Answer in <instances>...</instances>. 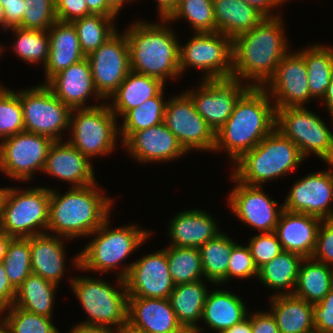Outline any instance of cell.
<instances>
[{"mask_svg": "<svg viewBox=\"0 0 333 333\" xmlns=\"http://www.w3.org/2000/svg\"><path fill=\"white\" fill-rule=\"evenodd\" d=\"M0 27L6 30V21H5V13L4 8L0 3Z\"/></svg>", "mask_w": 333, "mask_h": 333, "instance_id": "66", "label": "cell"}, {"mask_svg": "<svg viewBox=\"0 0 333 333\" xmlns=\"http://www.w3.org/2000/svg\"><path fill=\"white\" fill-rule=\"evenodd\" d=\"M103 103L91 108L72 109L70 113L71 137L67 141L90 160L91 157L111 154L119 137L117 117L108 103Z\"/></svg>", "mask_w": 333, "mask_h": 333, "instance_id": "9", "label": "cell"}, {"mask_svg": "<svg viewBox=\"0 0 333 333\" xmlns=\"http://www.w3.org/2000/svg\"><path fill=\"white\" fill-rule=\"evenodd\" d=\"M251 7L255 8L259 13H261L265 18H275L280 17L281 14H272L273 9L280 7L286 1L285 0H242ZM281 4V5H280Z\"/></svg>", "mask_w": 333, "mask_h": 333, "instance_id": "56", "label": "cell"}, {"mask_svg": "<svg viewBox=\"0 0 333 333\" xmlns=\"http://www.w3.org/2000/svg\"><path fill=\"white\" fill-rule=\"evenodd\" d=\"M88 11L93 15L116 17L118 14L107 4L106 0H85Z\"/></svg>", "mask_w": 333, "mask_h": 333, "instance_id": "57", "label": "cell"}, {"mask_svg": "<svg viewBox=\"0 0 333 333\" xmlns=\"http://www.w3.org/2000/svg\"><path fill=\"white\" fill-rule=\"evenodd\" d=\"M77 324L70 328L71 330L69 333H117L115 329L106 326L87 325L81 323Z\"/></svg>", "mask_w": 333, "mask_h": 333, "instance_id": "59", "label": "cell"}, {"mask_svg": "<svg viewBox=\"0 0 333 333\" xmlns=\"http://www.w3.org/2000/svg\"><path fill=\"white\" fill-rule=\"evenodd\" d=\"M69 189L64 194L50 189L47 233L68 240L90 236L109 218L113 199L102 194L96 183Z\"/></svg>", "mask_w": 333, "mask_h": 333, "instance_id": "3", "label": "cell"}, {"mask_svg": "<svg viewBox=\"0 0 333 333\" xmlns=\"http://www.w3.org/2000/svg\"><path fill=\"white\" fill-rule=\"evenodd\" d=\"M18 92L25 131L62 141L61 135L69 131L71 109L43 83Z\"/></svg>", "mask_w": 333, "mask_h": 333, "instance_id": "12", "label": "cell"}, {"mask_svg": "<svg viewBox=\"0 0 333 333\" xmlns=\"http://www.w3.org/2000/svg\"><path fill=\"white\" fill-rule=\"evenodd\" d=\"M313 323L318 333L333 329V288L320 302L313 304Z\"/></svg>", "mask_w": 333, "mask_h": 333, "instance_id": "51", "label": "cell"}, {"mask_svg": "<svg viewBox=\"0 0 333 333\" xmlns=\"http://www.w3.org/2000/svg\"><path fill=\"white\" fill-rule=\"evenodd\" d=\"M164 123L187 153L190 150H214L215 132L196 111L191 97L185 91L166 102Z\"/></svg>", "mask_w": 333, "mask_h": 333, "instance_id": "15", "label": "cell"}, {"mask_svg": "<svg viewBox=\"0 0 333 333\" xmlns=\"http://www.w3.org/2000/svg\"><path fill=\"white\" fill-rule=\"evenodd\" d=\"M4 46H2V43L0 44V56L2 55V52L4 53Z\"/></svg>", "mask_w": 333, "mask_h": 333, "instance_id": "70", "label": "cell"}, {"mask_svg": "<svg viewBox=\"0 0 333 333\" xmlns=\"http://www.w3.org/2000/svg\"><path fill=\"white\" fill-rule=\"evenodd\" d=\"M247 245L250 248L258 269L283 252V248L275 232L256 234L250 238Z\"/></svg>", "mask_w": 333, "mask_h": 333, "instance_id": "48", "label": "cell"}, {"mask_svg": "<svg viewBox=\"0 0 333 333\" xmlns=\"http://www.w3.org/2000/svg\"><path fill=\"white\" fill-rule=\"evenodd\" d=\"M42 172L68 182L72 187L98 183L90 159L68 141H54Z\"/></svg>", "mask_w": 333, "mask_h": 333, "instance_id": "23", "label": "cell"}, {"mask_svg": "<svg viewBox=\"0 0 333 333\" xmlns=\"http://www.w3.org/2000/svg\"><path fill=\"white\" fill-rule=\"evenodd\" d=\"M4 8L6 30L13 27H18L23 18L25 8L24 0L1 1Z\"/></svg>", "mask_w": 333, "mask_h": 333, "instance_id": "54", "label": "cell"}, {"mask_svg": "<svg viewBox=\"0 0 333 333\" xmlns=\"http://www.w3.org/2000/svg\"><path fill=\"white\" fill-rule=\"evenodd\" d=\"M283 22L282 16L264 18L256 27L232 40L233 78L248 81L254 87H263L268 82L290 51Z\"/></svg>", "mask_w": 333, "mask_h": 333, "instance_id": "1", "label": "cell"}, {"mask_svg": "<svg viewBox=\"0 0 333 333\" xmlns=\"http://www.w3.org/2000/svg\"><path fill=\"white\" fill-rule=\"evenodd\" d=\"M247 317L250 320L252 333H280L270 311H257L253 314L248 312Z\"/></svg>", "mask_w": 333, "mask_h": 333, "instance_id": "53", "label": "cell"}, {"mask_svg": "<svg viewBox=\"0 0 333 333\" xmlns=\"http://www.w3.org/2000/svg\"><path fill=\"white\" fill-rule=\"evenodd\" d=\"M310 47L297 52L306 63L311 97L323 99L333 75V48L319 44Z\"/></svg>", "mask_w": 333, "mask_h": 333, "instance_id": "37", "label": "cell"}, {"mask_svg": "<svg viewBox=\"0 0 333 333\" xmlns=\"http://www.w3.org/2000/svg\"><path fill=\"white\" fill-rule=\"evenodd\" d=\"M160 20H168L182 0H156Z\"/></svg>", "mask_w": 333, "mask_h": 333, "instance_id": "58", "label": "cell"}, {"mask_svg": "<svg viewBox=\"0 0 333 333\" xmlns=\"http://www.w3.org/2000/svg\"><path fill=\"white\" fill-rule=\"evenodd\" d=\"M304 159L299 147L275 128L233 163L232 175L244 184L262 186L273 178L296 171Z\"/></svg>", "mask_w": 333, "mask_h": 333, "instance_id": "5", "label": "cell"}, {"mask_svg": "<svg viewBox=\"0 0 333 333\" xmlns=\"http://www.w3.org/2000/svg\"><path fill=\"white\" fill-rule=\"evenodd\" d=\"M226 233L221 232L214 239L199 247L204 278L213 285L227 281L230 254L236 244Z\"/></svg>", "mask_w": 333, "mask_h": 333, "instance_id": "38", "label": "cell"}, {"mask_svg": "<svg viewBox=\"0 0 333 333\" xmlns=\"http://www.w3.org/2000/svg\"><path fill=\"white\" fill-rule=\"evenodd\" d=\"M14 34L13 51L17 57L26 63L46 65L49 57L48 30L25 29L22 27L9 28Z\"/></svg>", "mask_w": 333, "mask_h": 333, "instance_id": "42", "label": "cell"}, {"mask_svg": "<svg viewBox=\"0 0 333 333\" xmlns=\"http://www.w3.org/2000/svg\"><path fill=\"white\" fill-rule=\"evenodd\" d=\"M205 280L175 285L169 301L181 326L198 327L208 295ZM200 319V320H199Z\"/></svg>", "mask_w": 333, "mask_h": 333, "instance_id": "34", "label": "cell"}, {"mask_svg": "<svg viewBox=\"0 0 333 333\" xmlns=\"http://www.w3.org/2000/svg\"><path fill=\"white\" fill-rule=\"evenodd\" d=\"M118 32L86 57L91 66L95 89L104 102L108 101L130 72L128 39L124 31L123 34Z\"/></svg>", "mask_w": 333, "mask_h": 333, "instance_id": "17", "label": "cell"}, {"mask_svg": "<svg viewBox=\"0 0 333 333\" xmlns=\"http://www.w3.org/2000/svg\"><path fill=\"white\" fill-rule=\"evenodd\" d=\"M333 288V267L304 258L301 262L293 295L316 304Z\"/></svg>", "mask_w": 333, "mask_h": 333, "instance_id": "35", "label": "cell"}, {"mask_svg": "<svg viewBox=\"0 0 333 333\" xmlns=\"http://www.w3.org/2000/svg\"><path fill=\"white\" fill-rule=\"evenodd\" d=\"M263 88L270 95L275 109L303 107L313 100L308 85L306 63L298 52L290 51L281 59L275 74Z\"/></svg>", "mask_w": 333, "mask_h": 333, "instance_id": "19", "label": "cell"}, {"mask_svg": "<svg viewBox=\"0 0 333 333\" xmlns=\"http://www.w3.org/2000/svg\"><path fill=\"white\" fill-rule=\"evenodd\" d=\"M258 276V268L255 265L249 246L235 244L231 250L227 269V281L232 277L250 279Z\"/></svg>", "mask_w": 333, "mask_h": 333, "instance_id": "49", "label": "cell"}, {"mask_svg": "<svg viewBox=\"0 0 333 333\" xmlns=\"http://www.w3.org/2000/svg\"><path fill=\"white\" fill-rule=\"evenodd\" d=\"M119 272L117 277L125 279L128 297L168 299L175 288L166 248L124 265Z\"/></svg>", "mask_w": 333, "mask_h": 333, "instance_id": "16", "label": "cell"}, {"mask_svg": "<svg viewBox=\"0 0 333 333\" xmlns=\"http://www.w3.org/2000/svg\"><path fill=\"white\" fill-rule=\"evenodd\" d=\"M203 329L201 328V326L198 327H186V326H182L181 328H179L175 333H202Z\"/></svg>", "mask_w": 333, "mask_h": 333, "instance_id": "64", "label": "cell"}, {"mask_svg": "<svg viewBox=\"0 0 333 333\" xmlns=\"http://www.w3.org/2000/svg\"><path fill=\"white\" fill-rule=\"evenodd\" d=\"M272 102V103H271ZM276 128V109L263 87L251 86L215 133L214 152L225 150L232 162L253 149Z\"/></svg>", "mask_w": 333, "mask_h": 333, "instance_id": "2", "label": "cell"}, {"mask_svg": "<svg viewBox=\"0 0 333 333\" xmlns=\"http://www.w3.org/2000/svg\"><path fill=\"white\" fill-rule=\"evenodd\" d=\"M236 185L228 195V205L233 214L249 227L260 233L274 232L284 210L280 204L269 198L262 186H252L239 182L231 174Z\"/></svg>", "mask_w": 333, "mask_h": 333, "instance_id": "18", "label": "cell"}, {"mask_svg": "<svg viewBox=\"0 0 333 333\" xmlns=\"http://www.w3.org/2000/svg\"><path fill=\"white\" fill-rule=\"evenodd\" d=\"M5 308H3L1 305H0V327L2 326V325H4V317L3 316H1V315H4L5 313ZM3 313V314H2ZM1 317H2V319H1Z\"/></svg>", "mask_w": 333, "mask_h": 333, "instance_id": "68", "label": "cell"}, {"mask_svg": "<svg viewBox=\"0 0 333 333\" xmlns=\"http://www.w3.org/2000/svg\"><path fill=\"white\" fill-rule=\"evenodd\" d=\"M6 190H7V187L0 188V223H1V218H2V205H3V200H4Z\"/></svg>", "mask_w": 333, "mask_h": 333, "instance_id": "67", "label": "cell"}, {"mask_svg": "<svg viewBox=\"0 0 333 333\" xmlns=\"http://www.w3.org/2000/svg\"><path fill=\"white\" fill-rule=\"evenodd\" d=\"M311 258L333 267V219L321 221Z\"/></svg>", "mask_w": 333, "mask_h": 333, "instance_id": "50", "label": "cell"}, {"mask_svg": "<svg viewBox=\"0 0 333 333\" xmlns=\"http://www.w3.org/2000/svg\"><path fill=\"white\" fill-rule=\"evenodd\" d=\"M169 222L170 246L199 248L222 232L212 215L200 209L178 212Z\"/></svg>", "mask_w": 333, "mask_h": 333, "instance_id": "26", "label": "cell"}, {"mask_svg": "<svg viewBox=\"0 0 333 333\" xmlns=\"http://www.w3.org/2000/svg\"><path fill=\"white\" fill-rule=\"evenodd\" d=\"M303 259L300 254L283 251L258 269L257 278L262 285L274 289L271 297L291 295L294 293Z\"/></svg>", "mask_w": 333, "mask_h": 333, "instance_id": "33", "label": "cell"}, {"mask_svg": "<svg viewBox=\"0 0 333 333\" xmlns=\"http://www.w3.org/2000/svg\"><path fill=\"white\" fill-rule=\"evenodd\" d=\"M326 124L305 105L276 109V129L299 147L304 158L314 153L328 164L333 161V132Z\"/></svg>", "mask_w": 333, "mask_h": 333, "instance_id": "10", "label": "cell"}, {"mask_svg": "<svg viewBox=\"0 0 333 333\" xmlns=\"http://www.w3.org/2000/svg\"><path fill=\"white\" fill-rule=\"evenodd\" d=\"M164 89L155 97L146 100L140 106L129 110L119 126V136L123 144L133 133L164 122L166 102L163 99Z\"/></svg>", "mask_w": 333, "mask_h": 333, "instance_id": "39", "label": "cell"}, {"mask_svg": "<svg viewBox=\"0 0 333 333\" xmlns=\"http://www.w3.org/2000/svg\"><path fill=\"white\" fill-rule=\"evenodd\" d=\"M117 333H147L141 330H138L134 327H132L129 324L124 325L121 329L117 331Z\"/></svg>", "mask_w": 333, "mask_h": 333, "instance_id": "65", "label": "cell"}, {"mask_svg": "<svg viewBox=\"0 0 333 333\" xmlns=\"http://www.w3.org/2000/svg\"><path fill=\"white\" fill-rule=\"evenodd\" d=\"M17 289L11 284L3 262L0 263V305L9 308L14 304Z\"/></svg>", "mask_w": 333, "mask_h": 333, "instance_id": "55", "label": "cell"}, {"mask_svg": "<svg viewBox=\"0 0 333 333\" xmlns=\"http://www.w3.org/2000/svg\"><path fill=\"white\" fill-rule=\"evenodd\" d=\"M3 265L11 284L17 289L32 273L29 237L10 240Z\"/></svg>", "mask_w": 333, "mask_h": 333, "instance_id": "44", "label": "cell"}, {"mask_svg": "<svg viewBox=\"0 0 333 333\" xmlns=\"http://www.w3.org/2000/svg\"><path fill=\"white\" fill-rule=\"evenodd\" d=\"M45 85L71 110L98 106L86 105L93 95L97 100L103 99L95 89L87 58L54 75Z\"/></svg>", "mask_w": 333, "mask_h": 333, "instance_id": "22", "label": "cell"}, {"mask_svg": "<svg viewBox=\"0 0 333 333\" xmlns=\"http://www.w3.org/2000/svg\"><path fill=\"white\" fill-rule=\"evenodd\" d=\"M128 3L133 0H106L107 4L118 14L120 10L124 7V3Z\"/></svg>", "mask_w": 333, "mask_h": 333, "instance_id": "63", "label": "cell"}, {"mask_svg": "<svg viewBox=\"0 0 333 333\" xmlns=\"http://www.w3.org/2000/svg\"><path fill=\"white\" fill-rule=\"evenodd\" d=\"M160 22L153 24L138 20L124 33L128 39L130 70L165 83L169 78L176 80L181 76L180 44L174 30L166 26L168 21Z\"/></svg>", "mask_w": 333, "mask_h": 333, "instance_id": "4", "label": "cell"}, {"mask_svg": "<svg viewBox=\"0 0 333 333\" xmlns=\"http://www.w3.org/2000/svg\"><path fill=\"white\" fill-rule=\"evenodd\" d=\"M127 324L147 333H175L179 323L169 299L128 297Z\"/></svg>", "mask_w": 333, "mask_h": 333, "instance_id": "24", "label": "cell"}, {"mask_svg": "<svg viewBox=\"0 0 333 333\" xmlns=\"http://www.w3.org/2000/svg\"><path fill=\"white\" fill-rule=\"evenodd\" d=\"M122 145L132 159L145 164L172 162L187 154L164 122L133 133Z\"/></svg>", "mask_w": 333, "mask_h": 333, "instance_id": "21", "label": "cell"}, {"mask_svg": "<svg viewBox=\"0 0 333 333\" xmlns=\"http://www.w3.org/2000/svg\"><path fill=\"white\" fill-rule=\"evenodd\" d=\"M297 180L283 203L284 210L333 219V167Z\"/></svg>", "mask_w": 333, "mask_h": 333, "instance_id": "20", "label": "cell"}, {"mask_svg": "<svg viewBox=\"0 0 333 333\" xmlns=\"http://www.w3.org/2000/svg\"><path fill=\"white\" fill-rule=\"evenodd\" d=\"M185 19L195 33L217 32L213 0H182L175 12L167 20Z\"/></svg>", "mask_w": 333, "mask_h": 333, "instance_id": "43", "label": "cell"}, {"mask_svg": "<svg viewBox=\"0 0 333 333\" xmlns=\"http://www.w3.org/2000/svg\"><path fill=\"white\" fill-rule=\"evenodd\" d=\"M160 79L130 70L118 89L109 97L108 104L112 113L118 118L143 102L157 96L165 87Z\"/></svg>", "mask_w": 333, "mask_h": 333, "instance_id": "29", "label": "cell"}, {"mask_svg": "<svg viewBox=\"0 0 333 333\" xmlns=\"http://www.w3.org/2000/svg\"><path fill=\"white\" fill-rule=\"evenodd\" d=\"M325 103L327 111L331 116L333 114V75L330 80V84L328 85L325 96L322 99Z\"/></svg>", "mask_w": 333, "mask_h": 333, "instance_id": "61", "label": "cell"}, {"mask_svg": "<svg viewBox=\"0 0 333 333\" xmlns=\"http://www.w3.org/2000/svg\"><path fill=\"white\" fill-rule=\"evenodd\" d=\"M223 333H252L249 318L246 317L240 323L233 325L231 328L225 330Z\"/></svg>", "mask_w": 333, "mask_h": 333, "instance_id": "60", "label": "cell"}, {"mask_svg": "<svg viewBox=\"0 0 333 333\" xmlns=\"http://www.w3.org/2000/svg\"><path fill=\"white\" fill-rule=\"evenodd\" d=\"M49 57L44 66L46 84L54 75L86 58L71 22L56 21L49 29Z\"/></svg>", "mask_w": 333, "mask_h": 333, "instance_id": "27", "label": "cell"}, {"mask_svg": "<svg viewBox=\"0 0 333 333\" xmlns=\"http://www.w3.org/2000/svg\"><path fill=\"white\" fill-rule=\"evenodd\" d=\"M217 32L234 39L256 27L265 17L242 0H213Z\"/></svg>", "mask_w": 333, "mask_h": 333, "instance_id": "32", "label": "cell"}, {"mask_svg": "<svg viewBox=\"0 0 333 333\" xmlns=\"http://www.w3.org/2000/svg\"><path fill=\"white\" fill-rule=\"evenodd\" d=\"M0 333H10V331L8 330V328L5 325H2L0 327Z\"/></svg>", "mask_w": 333, "mask_h": 333, "instance_id": "69", "label": "cell"}, {"mask_svg": "<svg viewBox=\"0 0 333 333\" xmlns=\"http://www.w3.org/2000/svg\"><path fill=\"white\" fill-rule=\"evenodd\" d=\"M179 52L181 75L194 67L204 71V80L232 77V39L220 32L194 33Z\"/></svg>", "mask_w": 333, "mask_h": 333, "instance_id": "11", "label": "cell"}, {"mask_svg": "<svg viewBox=\"0 0 333 333\" xmlns=\"http://www.w3.org/2000/svg\"><path fill=\"white\" fill-rule=\"evenodd\" d=\"M12 238L13 237L7 235L5 232L0 231V263L3 262L9 242Z\"/></svg>", "mask_w": 333, "mask_h": 333, "instance_id": "62", "label": "cell"}, {"mask_svg": "<svg viewBox=\"0 0 333 333\" xmlns=\"http://www.w3.org/2000/svg\"><path fill=\"white\" fill-rule=\"evenodd\" d=\"M57 285L31 273L17 288L14 305L31 313L53 317Z\"/></svg>", "mask_w": 333, "mask_h": 333, "instance_id": "36", "label": "cell"}, {"mask_svg": "<svg viewBox=\"0 0 333 333\" xmlns=\"http://www.w3.org/2000/svg\"><path fill=\"white\" fill-rule=\"evenodd\" d=\"M25 10L18 27L48 30L56 21L54 0H24Z\"/></svg>", "mask_w": 333, "mask_h": 333, "instance_id": "47", "label": "cell"}, {"mask_svg": "<svg viewBox=\"0 0 333 333\" xmlns=\"http://www.w3.org/2000/svg\"><path fill=\"white\" fill-rule=\"evenodd\" d=\"M49 202L48 187L39 186L25 190L7 187L0 231L13 238H28L47 233Z\"/></svg>", "mask_w": 333, "mask_h": 333, "instance_id": "8", "label": "cell"}, {"mask_svg": "<svg viewBox=\"0 0 333 333\" xmlns=\"http://www.w3.org/2000/svg\"><path fill=\"white\" fill-rule=\"evenodd\" d=\"M25 131L20 93L0 84V140Z\"/></svg>", "mask_w": 333, "mask_h": 333, "instance_id": "45", "label": "cell"}, {"mask_svg": "<svg viewBox=\"0 0 333 333\" xmlns=\"http://www.w3.org/2000/svg\"><path fill=\"white\" fill-rule=\"evenodd\" d=\"M109 219L91 234L96 235L72 259L76 269L96 273L114 271L152 234L134 224L111 229Z\"/></svg>", "mask_w": 333, "mask_h": 333, "instance_id": "6", "label": "cell"}, {"mask_svg": "<svg viewBox=\"0 0 333 333\" xmlns=\"http://www.w3.org/2000/svg\"><path fill=\"white\" fill-rule=\"evenodd\" d=\"M55 12L57 21L61 22H72L92 15L85 0H56Z\"/></svg>", "mask_w": 333, "mask_h": 333, "instance_id": "52", "label": "cell"}, {"mask_svg": "<svg viewBox=\"0 0 333 333\" xmlns=\"http://www.w3.org/2000/svg\"><path fill=\"white\" fill-rule=\"evenodd\" d=\"M321 221L313 215L283 210L274 231L283 251L311 257Z\"/></svg>", "mask_w": 333, "mask_h": 333, "instance_id": "25", "label": "cell"}, {"mask_svg": "<svg viewBox=\"0 0 333 333\" xmlns=\"http://www.w3.org/2000/svg\"><path fill=\"white\" fill-rule=\"evenodd\" d=\"M272 313L280 333H313V304L291 295L270 298Z\"/></svg>", "mask_w": 333, "mask_h": 333, "instance_id": "31", "label": "cell"}, {"mask_svg": "<svg viewBox=\"0 0 333 333\" xmlns=\"http://www.w3.org/2000/svg\"><path fill=\"white\" fill-rule=\"evenodd\" d=\"M166 256L170 275L175 285L203 279L199 248L168 246Z\"/></svg>", "mask_w": 333, "mask_h": 333, "instance_id": "41", "label": "cell"}, {"mask_svg": "<svg viewBox=\"0 0 333 333\" xmlns=\"http://www.w3.org/2000/svg\"><path fill=\"white\" fill-rule=\"evenodd\" d=\"M5 311L4 325L10 333H60L52 318L25 311L14 304Z\"/></svg>", "mask_w": 333, "mask_h": 333, "instance_id": "46", "label": "cell"}, {"mask_svg": "<svg viewBox=\"0 0 333 333\" xmlns=\"http://www.w3.org/2000/svg\"><path fill=\"white\" fill-rule=\"evenodd\" d=\"M115 18L92 14L71 22L76 29L81 49L86 57L117 32Z\"/></svg>", "mask_w": 333, "mask_h": 333, "instance_id": "40", "label": "cell"}, {"mask_svg": "<svg viewBox=\"0 0 333 333\" xmlns=\"http://www.w3.org/2000/svg\"><path fill=\"white\" fill-rule=\"evenodd\" d=\"M95 278L77 276L70 279L73 294L88 316L86 321L80 323L106 326L118 331L127 324L128 294L125 279L117 277V290L109 281Z\"/></svg>", "mask_w": 333, "mask_h": 333, "instance_id": "7", "label": "cell"}, {"mask_svg": "<svg viewBox=\"0 0 333 333\" xmlns=\"http://www.w3.org/2000/svg\"><path fill=\"white\" fill-rule=\"evenodd\" d=\"M198 89L185 90L196 111L216 133L232 114L236 102L251 87L248 83L230 77L202 79Z\"/></svg>", "mask_w": 333, "mask_h": 333, "instance_id": "14", "label": "cell"}, {"mask_svg": "<svg viewBox=\"0 0 333 333\" xmlns=\"http://www.w3.org/2000/svg\"><path fill=\"white\" fill-rule=\"evenodd\" d=\"M54 140L45 135L22 131L0 141V172L17 181H29L42 172Z\"/></svg>", "mask_w": 333, "mask_h": 333, "instance_id": "13", "label": "cell"}, {"mask_svg": "<svg viewBox=\"0 0 333 333\" xmlns=\"http://www.w3.org/2000/svg\"><path fill=\"white\" fill-rule=\"evenodd\" d=\"M65 239L50 233L29 237L32 273L59 285L66 271Z\"/></svg>", "mask_w": 333, "mask_h": 333, "instance_id": "28", "label": "cell"}, {"mask_svg": "<svg viewBox=\"0 0 333 333\" xmlns=\"http://www.w3.org/2000/svg\"><path fill=\"white\" fill-rule=\"evenodd\" d=\"M243 299L228 290H214L208 293L201 320L209 329L223 333L247 317L248 309Z\"/></svg>", "mask_w": 333, "mask_h": 333, "instance_id": "30", "label": "cell"}]
</instances>
